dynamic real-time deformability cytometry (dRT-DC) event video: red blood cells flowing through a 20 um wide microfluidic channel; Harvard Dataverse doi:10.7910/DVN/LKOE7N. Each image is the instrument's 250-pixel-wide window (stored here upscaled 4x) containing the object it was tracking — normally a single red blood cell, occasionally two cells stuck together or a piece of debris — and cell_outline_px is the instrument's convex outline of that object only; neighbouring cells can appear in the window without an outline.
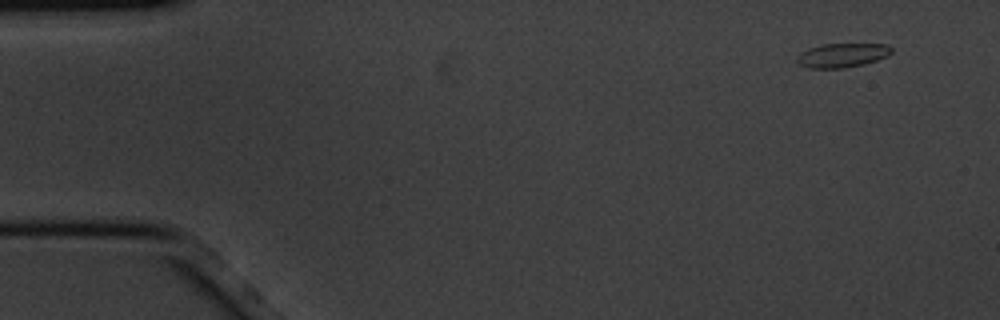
{"species": "common noctule bat (a hibernating species)", "species_latin": "Nyctalus noctula", "temperature_condition": "cold", "stored_images_in_passage": 4, "camera_frame_rate_fps": 3000, "um_per_image_px": 0.085, "animal": {"sex": "male", "body_mass_g": 20.1, "forearm_length_mm": 53.5}, "frame": {"image": 1, "passage_image": 1, "time_ms": 0.0, "image_size_px": [1000, 320], "cell_outline_px": [[892, 52], [888, 56], [864, 64], [840, 68], [808, 68], [800, 64], [796, 60], [796, 56], [800, 52], [808, 48], [820, 44], [888, 44], [892, 48]], "centroid_in_image_um": [71.57, 4.69], "position_along_channel_um": 13.4, "area_um2": 13.35}}